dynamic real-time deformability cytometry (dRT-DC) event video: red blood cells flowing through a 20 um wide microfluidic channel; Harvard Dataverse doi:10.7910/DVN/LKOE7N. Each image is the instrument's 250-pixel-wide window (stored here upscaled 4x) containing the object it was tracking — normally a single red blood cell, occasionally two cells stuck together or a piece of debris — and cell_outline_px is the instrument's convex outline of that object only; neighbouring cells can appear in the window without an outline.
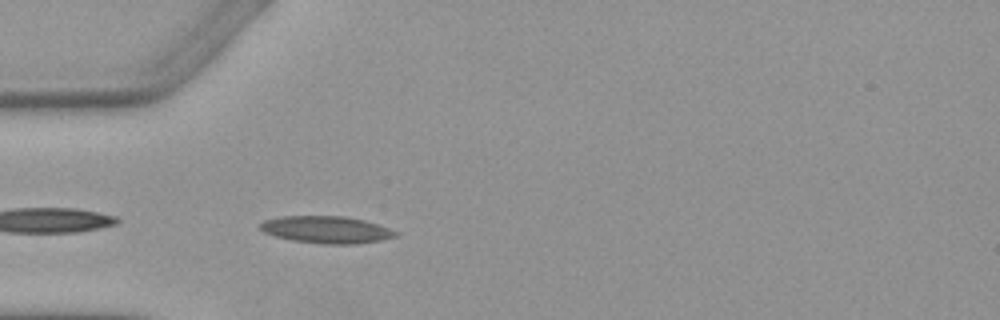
{"species": "Egyptian fruit bat (a non-hibernating species)", "species_latin": "Rousettus aegyptiacus", "temperature_condition": "warm", "stored_images_in_passage": 5, "segment_of_instrument_passage": [2, 2], "camera_frame_rate_fps": 3000, "um_per_image_px": 0.085, "animal": {"sex": "female"}, "frame": {"image": 1, "passage_image": 5, "time_ms": 4.667, "image_size_px": [1000, 320], "cell_outline_px": [[400, 232], [396, 236], [380, 240], [352, 244], [320, 244], [292, 240], [276, 236], [264, 232], [260, 228], [260, 224], [264, 220], [280, 216], [344, 216], [364, 220]], "centroid_in_image_um": [27.73, 19.52], "position_along_channel_um": 57.3, "area_um2": 21.27}}